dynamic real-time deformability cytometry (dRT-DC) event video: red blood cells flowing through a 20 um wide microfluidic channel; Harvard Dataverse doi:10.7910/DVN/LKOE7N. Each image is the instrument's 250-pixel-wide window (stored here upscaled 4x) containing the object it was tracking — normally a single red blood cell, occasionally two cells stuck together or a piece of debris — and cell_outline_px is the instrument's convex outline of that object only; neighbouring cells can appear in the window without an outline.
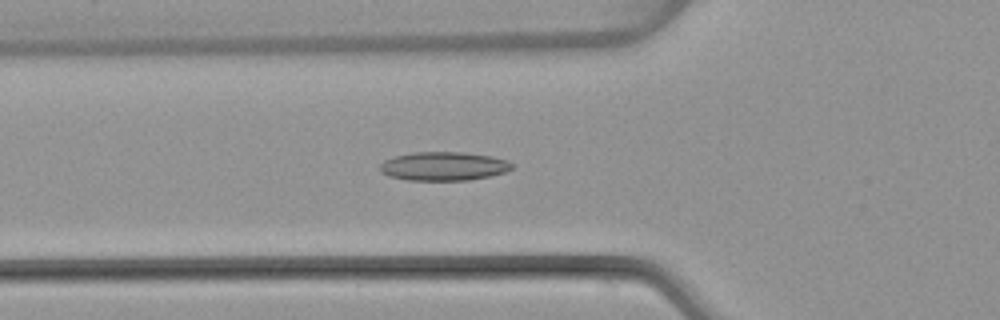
{"species": "common noctule bat (a hibernating species)", "species_latin": "Nyctalus noctula", "temperature_condition": "warm", "stored_images_in_passage": 51, "camera_frame_rate_fps": 3000, "um_per_image_px": 0.085, "animal": {"sex": "female", "body_mass_g": 22.7, "forearm_length_mm": 54.2}, "frame": {"image": 1, "passage_image": 18, "time_ms": 5.667, "image_size_px": [1000, 320], "cell_outline_px": [[512, 168], [504, 172], [488, 176], [468, 180], [408, 180], [388, 176], [380, 172], [380, 164], [384, 160], [392, 156], [412, 152], [464, 152], [492, 156], [508, 160], [512, 164]], "centroid_in_image_um": [37.67, 14.12], "position_along_channel_um": 88.1, "area_um2": 22.2}}
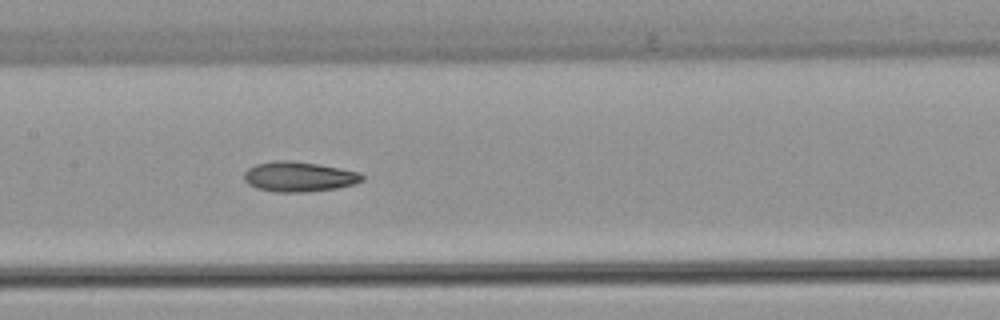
{"frame": {"image": 2, "passage_image": 25, "time_ms": 8.0, "image_size_px": [1000, 320], "cell_outline_px": [[364, 180], [352, 184], [336, 188], [308, 192], [276, 192], [256, 188], [248, 184], [244, 180], [244, 172], [248, 168], [256, 164], [276, 160], [292, 160], [320, 164], [360, 172], [364, 176]], "centroid_in_image_um": [25.4, 15.01], "position_along_channel_um": 182.0, "area_um2": 20.81}}
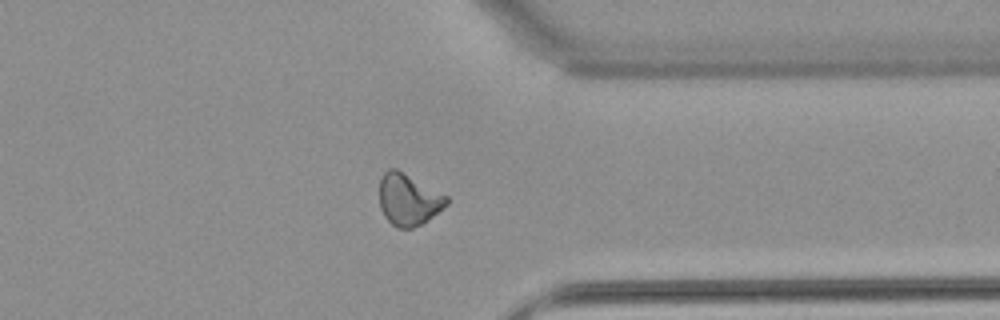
{"frame": {"image": 3, "passage_image": 40, "time_ms": 13.0, "image_size_px": [1000, 320], "cell_outline_px": [[448, 204], [432, 216], [420, 224], [412, 228], [396, 228], [384, 216], [380, 208], [380, 180], [384, 172], [388, 168], [396, 168], [448, 196]], "centroid_in_image_um": [34.7, 16.95], "position_along_channel_um": 376.7, "area_um2": 20.06}, "authors_computed_cell_mechanics": {"area_um2": 20.3456, "velocity_mm_per_s": 4.0, "shape_relaxation_time_tau1_ms": null, "shape_relaxation_time_tau2_ms": 3.6304, "deformation_change_tau1": null, "deformation_change_tau2": 0.0943}}